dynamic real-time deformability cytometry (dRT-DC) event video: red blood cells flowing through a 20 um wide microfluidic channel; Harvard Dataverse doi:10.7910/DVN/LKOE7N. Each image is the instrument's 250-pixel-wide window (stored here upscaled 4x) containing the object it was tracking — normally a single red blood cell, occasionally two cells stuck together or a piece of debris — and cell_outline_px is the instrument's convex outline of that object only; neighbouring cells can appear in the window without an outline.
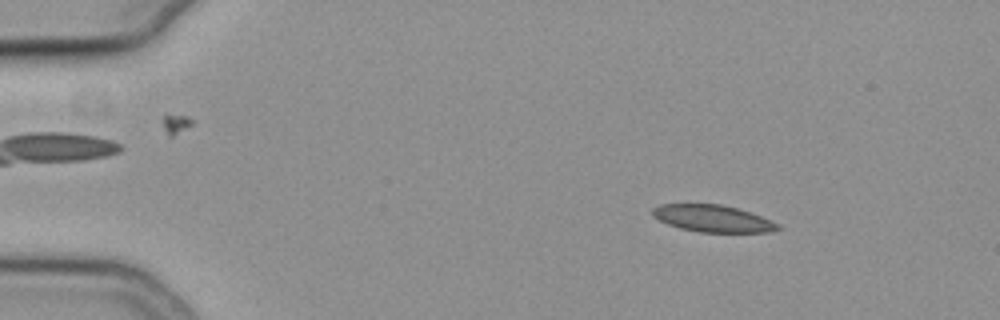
{"species": "common noctule bat (a hibernating species)", "species_latin": "Nyctalus noctula", "temperature_condition": "cold", "stored_images_in_passage": 49, "camera_frame_rate_fps": 3000, "um_per_image_px": 0.085, "animal": {"sex": "female", "body_mass_g": 19.3, "forearm_length_mm": 54.1}, "frame": {"image": 1, "passage_image": 8, "time_ms": 2.333, "image_size_px": [1000, 320], "cell_outline_px": [[780, 228], [772, 232], [700, 232], [680, 228], [668, 224], [652, 216], [652, 208], [660, 204], [720, 204], [736, 208], [760, 216], [780, 224]], "centroid_in_image_um": [60.57, 18.57], "position_along_channel_um": 24.4, "area_um2": 19.54}}
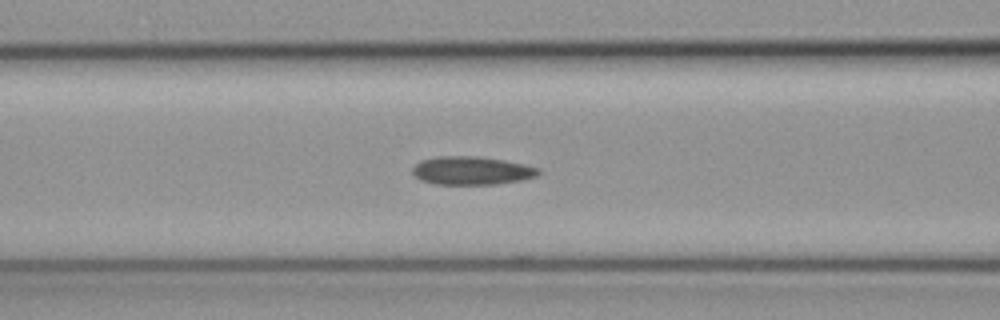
{"frame": {"image": 2, "passage_image": 23, "time_ms": 7.333, "image_size_px": [1000, 320], "cell_outline_px": [[540, 172], [536, 176], [520, 180], [496, 184], [436, 184], [420, 180], [412, 172], [412, 168], [420, 160], [436, 156], [476, 156], [504, 160], [524, 164], [540, 168]], "centroid_in_image_um": [40.07, 14.49], "position_along_channel_um": 126.5, "area_um2": 20.75}}
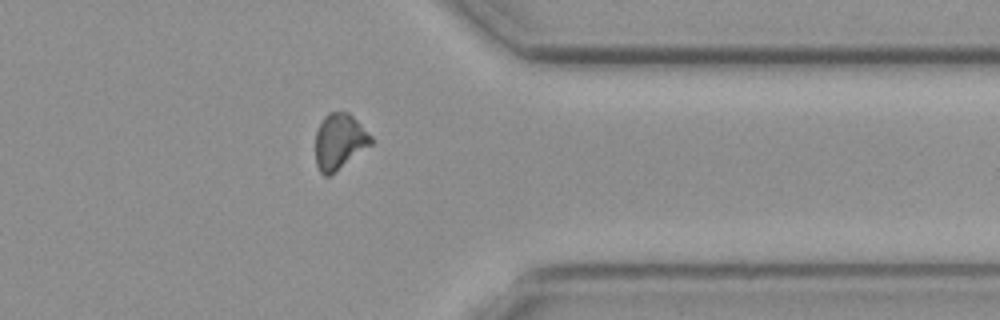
{"frame": {"image": 3, "passage_image": 43, "time_ms": 14.0, "image_size_px": [1000, 320], "cell_outline_px": [[372, 144], [328, 176], [324, 176], [320, 172], [316, 164], [316, 132], [324, 116], [328, 112], [348, 112], [372, 136]], "centroid_in_image_um": [28.84, 12.01], "position_along_channel_um": 382.6, "area_um2": 17.69}}